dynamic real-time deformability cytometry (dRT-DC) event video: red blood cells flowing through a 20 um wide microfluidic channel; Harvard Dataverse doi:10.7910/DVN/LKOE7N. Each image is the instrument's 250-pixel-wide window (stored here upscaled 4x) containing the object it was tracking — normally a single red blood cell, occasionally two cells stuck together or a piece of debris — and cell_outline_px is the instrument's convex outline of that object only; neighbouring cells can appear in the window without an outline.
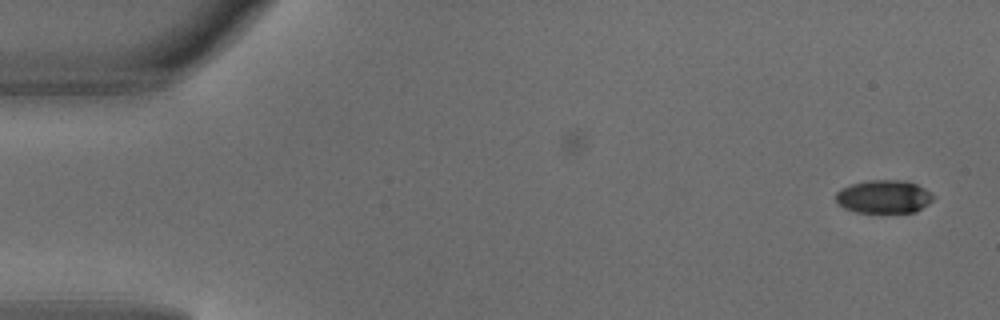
{"species": "common noctule bat (a hibernating species)", "species_latin": "Nyctalus noctula", "temperature_condition": "warm", "stored_images_in_passage": 2, "camera_frame_rate_fps": 3000, "um_per_image_px": 0.085, "animal": {"sex": "male", "body_mass_g": 18.8}, "frame": {"image": 1, "passage_image": 2, "time_ms": 0.333, "image_size_px": [1000, 320], "cell_outline_px": [[932, 200], [928, 204], [916, 212], [856, 212], [844, 208], [836, 204], [836, 192], [852, 184], [868, 180], [904, 180], [916, 184], [924, 188], [932, 196]], "centroid_in_image_um": [75.1, 16.72], "position_along_channel_um": 9.9, "area_um2": 18.67}}